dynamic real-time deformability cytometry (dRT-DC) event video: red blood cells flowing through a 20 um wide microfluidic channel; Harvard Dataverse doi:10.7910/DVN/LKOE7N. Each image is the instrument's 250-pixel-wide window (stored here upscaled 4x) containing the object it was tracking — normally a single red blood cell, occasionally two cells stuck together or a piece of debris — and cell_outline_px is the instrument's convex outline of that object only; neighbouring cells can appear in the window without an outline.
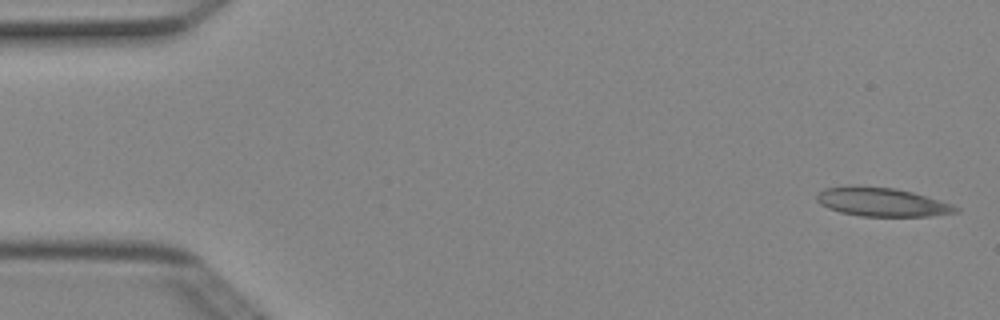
{"species": "Egyptian fruit bat (a non-hibernating species)", "species_latin": "Rousettus aegyptiacus", "temperature_condition": "cold", "stored_images_in_passage": 3, "camera_frame_rate_fps": 3000, "um_per_image_px": 0.085, "animal": {"sex": "female"}, "frame": {"image": 1, "passage_image": 1, "time_ms": 0.0, "image_size_px": [1000, 320], "cell_outline_px": [[960, 212], [928, 216], [860, 216], [840, 212], [828, 208], [820, 204], [816, 200], [816, 196], [824, 188], [848, 184], [896, 188], [912, 192], [940, 200], [952, 204], [960, 208]], "centroid_in_image_um": [74.94, 17.15], "position_along_channel_um": 10.1, "area_um2": 23.58}}